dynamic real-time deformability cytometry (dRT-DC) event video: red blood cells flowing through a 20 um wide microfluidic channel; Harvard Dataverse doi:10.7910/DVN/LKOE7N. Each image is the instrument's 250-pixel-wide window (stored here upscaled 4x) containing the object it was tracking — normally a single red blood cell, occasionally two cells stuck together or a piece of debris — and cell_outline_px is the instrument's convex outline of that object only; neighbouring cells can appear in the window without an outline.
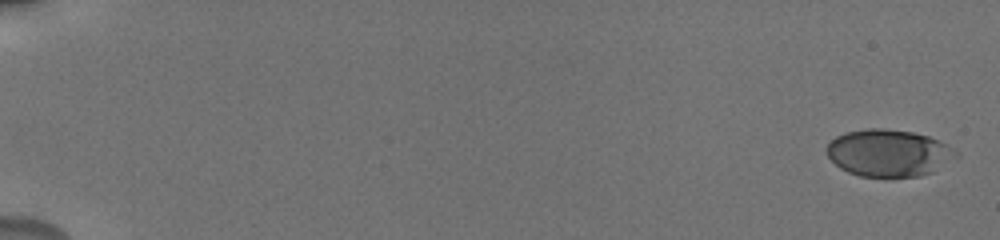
{"species": "human", "species_latin": "Homo sapiens", "temperature_condition": "cold", "stored_images_in_passage": 39, "camera_frame_rate_fps": 3000, "um_per_image_px": 0.085, "donor": {"sex": "male"}, "frame": {"image": 1, "passage_image": 1, "time_ms": 0.0, "image_size_px": [1000, 240], "cell_outline_px": [[960, 156], [932, 172], [920, 176], [860, 176], [848, 172], [840, 168], [828, 156], [828, 144], [836, 136], [844, 132], [868, 128], [884, 128], [912, 132], [928, 136], [952, 148]], "centroid_in_image_um": [75.53, 13.0], "position_along_channel_um": 9.5, "area_um2": 35.14}}
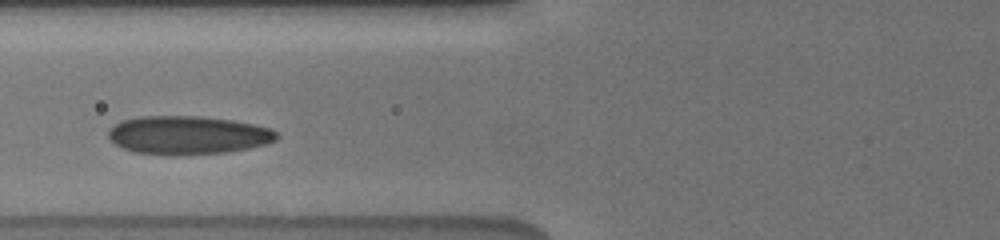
{"frame": {"image": 2, "passage_image": 25, "time_ms": 8.667, "image_size_px": [1000, 240], "cell_outline_px": [[280, 136], [276, 140], [268, 144], [228, 152], [168, 156], [132, 152], [116, 144], [108, 136], [108, 132], [120, 120], [140, 116], [200, 116], [232, 120], [272, 128]], "centroid_in_image_um": [15.99, 11.49], "position_along_channel_um": 109.8, "area_um2": 37.97}}
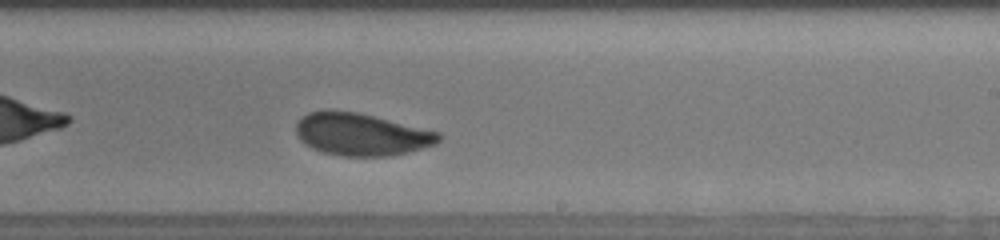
{"frame": {"image": 3, "passage_image": 39, "time_ms": 12.667, "image_size_px": [1000, 240], "cell_outline_px": [[444, 136], [436, 144], [408, 152], [392, 156], [344, 156], [324, 152], [312, 148], [304, 144], [300, 140], [296, 132], [296, 124], [308, 112], [328, 108], [332, 108], [356, 112], [440, 132]], "centroid_in_image_um": [30.71, 11.41], "position_along_channel_um": 258.3, "area_um2": 35.43}}